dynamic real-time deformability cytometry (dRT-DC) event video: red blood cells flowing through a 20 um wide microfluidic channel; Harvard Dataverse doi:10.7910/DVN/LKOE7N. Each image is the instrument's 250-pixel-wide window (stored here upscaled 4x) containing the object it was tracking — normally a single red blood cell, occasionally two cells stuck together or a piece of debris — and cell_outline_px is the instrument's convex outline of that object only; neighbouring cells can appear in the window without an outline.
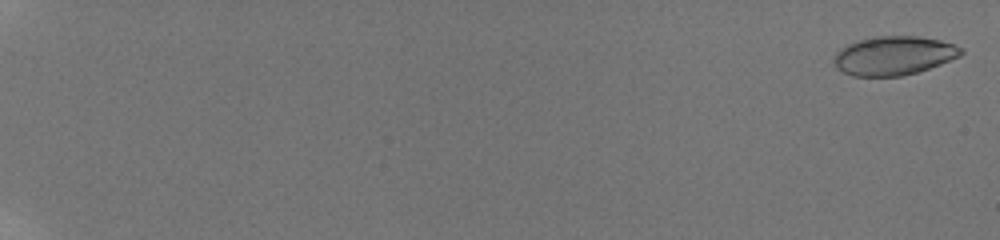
{"species": "human", "species_latin": "Homo sapiens", "temperature_condition": "room temperature", "stored_images_in_passage": 33, "camera_frame_rate_fps": 3000, "um_per_image_px": 0.085, "donor": {"sex": "male"}, "frame": {"image": 1, "passage_image": 2, "time_ms": 0.333, "image_size_px": [1000, 240], "cell_outline_px": [[964, 52], [960, 56], [940, 64], [916, 72], [900, 76], [852, 76], [836, 68], [832, 60], [836, 52], [840, 48], [848, 44], [860, 40], [876, 36], [916, 36], [940, 40], [964, 48]], "centroid_in_image_um": [75.95, 4.73], "position_along_channel_um": 9.0, "area_um2": 28.73}}
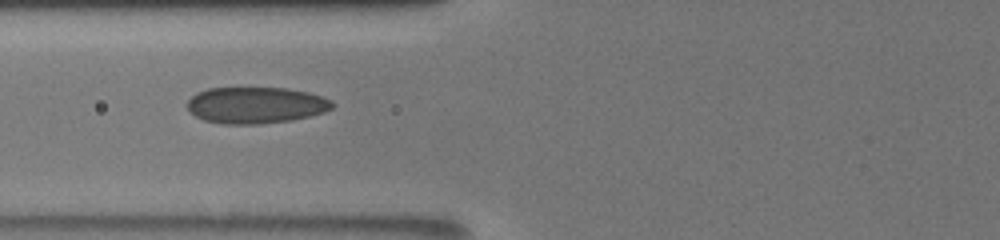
{"frame": {"image": 2, "passage_image": 27, "time_ms": 9.333, "image_size_px": [1000, 240], "cell_outline_px": [[336, 104], [332, 108], [324, 112], [292, 120], [260, 124], [220, 124], [204, 120], [188, 112], [188, 100], [196, 92], [208, 88], [288, 88], [308, 92], [332, 100]], "centroid_in_image_um": [21.73, 8.94], "position_along_channel_um": 104.1, "area_um2": 30.98}}
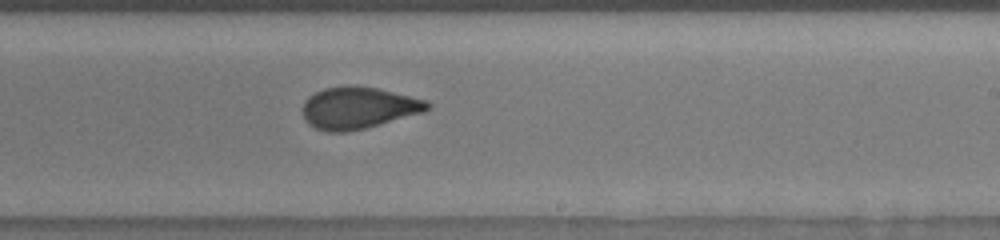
{"frame": {"image": 3, "passage_image": 33, "time_ms": 13.333, "image_size_px": [1000, 240], "cell_outline_px": [[432, 108], [424, 112], [368, 128], [344, 132], [328, 132], [316, 128], [308, 124], [304, 120], [304, 100], [308, 96], [324, 88], [348, 84], [352, 84], [376, 88], [428, 100], [432, 104]], "centroid_in_image_um": [30.49, 9.16], "position_along_channel_um": 258.5, "area_um2": 30.81}}